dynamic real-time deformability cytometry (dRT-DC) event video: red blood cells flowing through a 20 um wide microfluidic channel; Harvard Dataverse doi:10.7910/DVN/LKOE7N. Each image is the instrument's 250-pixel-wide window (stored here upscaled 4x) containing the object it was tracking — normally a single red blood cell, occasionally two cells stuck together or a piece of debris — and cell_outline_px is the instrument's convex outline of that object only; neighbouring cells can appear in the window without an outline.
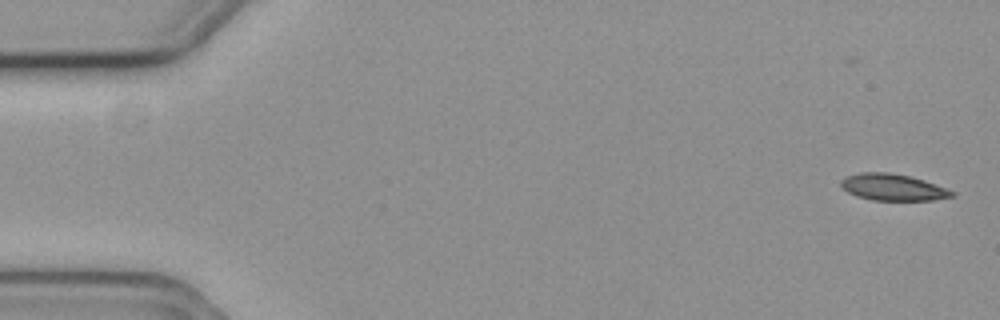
{"species": "common noctule bat (a hibernating species)", "species_latin": "Nyctalus noctula", "temperature_condition": "cold", "stored_images_in_passage": 11, "camera_frame_rate_fps": 3000, "um_per_image_px": 0.085, "animal": {"sex": "female", "body_mass_g": 19.3, "forearm_length_mm": 54.1}, "frame": {"image": 1, "passage_image": 1, "time_ms": 0.0, "image_size_px": [1000, 320], "cell_outline_px": [[956, 196], [932, 200], [872, 200], [856, 196], [848, 192], [840, 184], [840, 180], [844, 176], [860, 172], [888, 172], [908, 176], [924, 180], [956, 192]], "centroid_in_image_um": [75.88, 15.91], "position_along_channel_um": 9.1, "area_um2": 17.22}}